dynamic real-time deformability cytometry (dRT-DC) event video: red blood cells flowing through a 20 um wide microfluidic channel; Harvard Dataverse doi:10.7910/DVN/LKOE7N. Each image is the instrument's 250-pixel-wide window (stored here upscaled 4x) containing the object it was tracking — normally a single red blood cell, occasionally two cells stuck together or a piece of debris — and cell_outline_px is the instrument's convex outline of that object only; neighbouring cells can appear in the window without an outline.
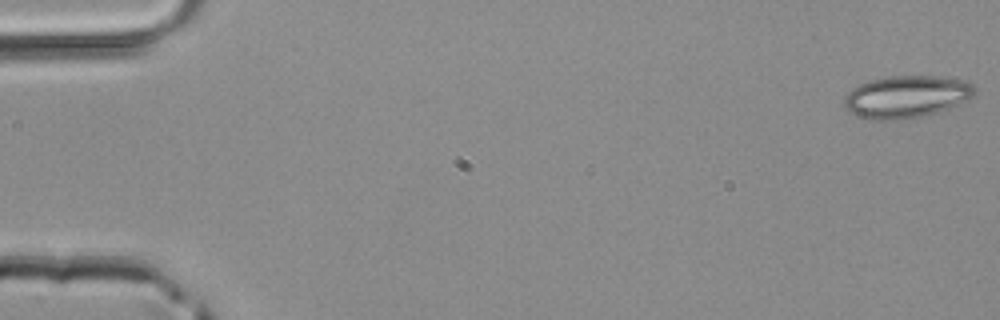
{"species": "common noctule bat (a hibernating species)", "species_latin": "Nyctalus noctula", "temperature_condition": "room temperature", "stored_images_in_passage": 4, "camera_frame_rate_fps": 3000, "um_per_image_px": 0.085, "animal": {"sex": "male", "body_mass_g": 20.4}, "frame": {"image": 1, "passage_image": 1, "time_ms": 0.0, "image_size_px": [1000, 320], "cell_outline_px": [[976, 92], [972, 96], [948, 108], [924, 116], [896, 120], [880, 120], [860, 116], [852, 112], [844, 104], [844, 96], [852, 88], [860, 84], [872, 80], [888, 76], [936, 76], [960, 80], [972, 84], [976, 88]], "centroid_in_image_um": [77.03, 8.21], "position_along_channel_um": 8.0, "area_um2": 31.56}}